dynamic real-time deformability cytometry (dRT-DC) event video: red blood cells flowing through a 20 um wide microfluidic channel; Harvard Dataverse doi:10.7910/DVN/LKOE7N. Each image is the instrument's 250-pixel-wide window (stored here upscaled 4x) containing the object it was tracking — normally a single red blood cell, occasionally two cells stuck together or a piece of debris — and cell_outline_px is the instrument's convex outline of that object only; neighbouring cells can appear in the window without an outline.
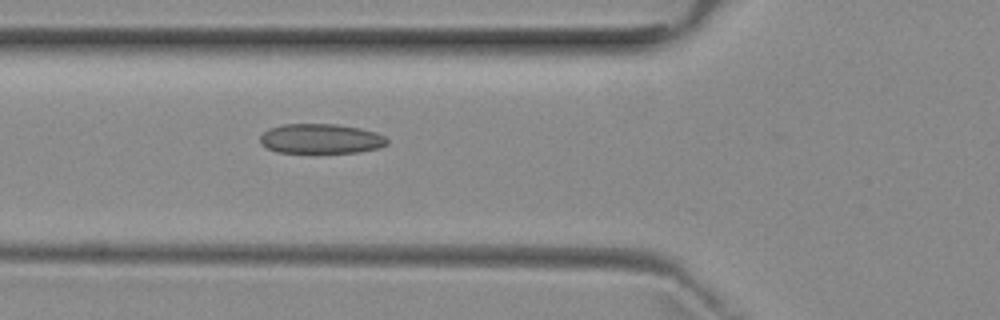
{"species": "common noctule bat (a hibernating species)", "species_latin": "Nyctalus noctula", "temperature_condition": "room temperature", "stored_images_in_passage": 2, "camera_frame_rate_fps": 3000, "um_per_image_px": 0.085, "animal": {"sex": "female", "body_mass_g": 29.2, "forearm_length_mm": 56.3}, "frame": {"image": 1, "passage_image": 2, "time_ms": 1.0, "image_size_px": [1000, 320], "cell_outline_px": [[388, 144], [380, 148], [360, 152], [276, 152], [260, 144], [260, 136], [268, 128], [284, 124], [336, 124], [360, 128], [376, 132], [384, 136], [388, 140]], "centroid_in_image_um": [27.28, 11.79], "position_along_channel_um": 98.5, "area_um2": 22.08}}